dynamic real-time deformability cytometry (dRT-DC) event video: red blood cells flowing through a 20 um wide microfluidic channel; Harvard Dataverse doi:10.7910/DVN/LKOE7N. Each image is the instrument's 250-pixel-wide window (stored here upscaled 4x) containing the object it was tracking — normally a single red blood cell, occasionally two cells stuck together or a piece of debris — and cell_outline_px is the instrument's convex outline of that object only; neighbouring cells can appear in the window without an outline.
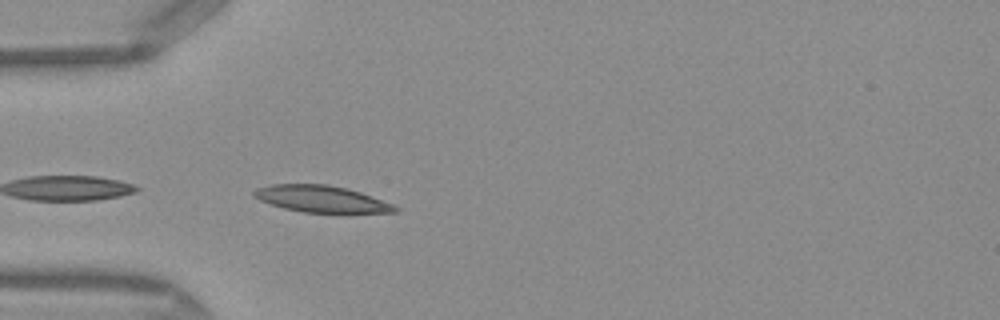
{"species": "Egyptian fruit bat (a non-hibernating species)", "species_latin": "Rousettus aegyptiacus", "temperature_condition": "warm", "stored_images_in_passage": 13, "camera_frame_rate_fps": 3000, "um_per_image_px": 0.085, "frame": {"image": 1, "passage_image": 1, "time_ms": 0.0, "image_size_px": [1000, 320], "cell_outline_px": [[400, 212], [304, 212], [284, 208], [260, 200], [252, 196], [252, 192], [256, 188], [272, 184], [328, 184], [348, 188], [360, 192], [392, 204], [400, 208]], "centroid_in_image_um": [27.3, 16.89], "position_along_channel_um": 57.7, "area_um2": 21.73}}
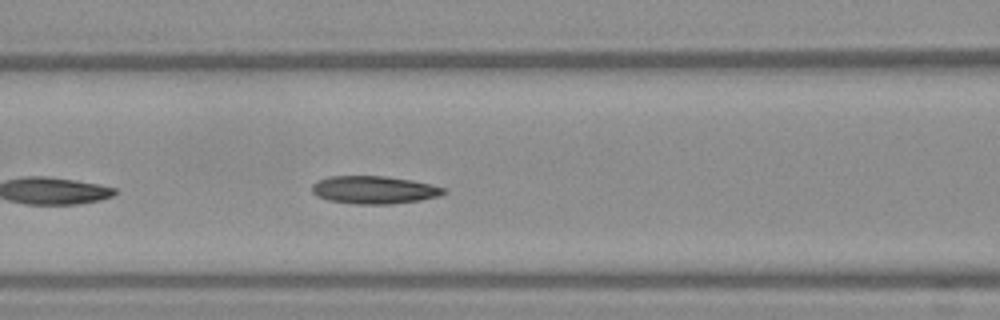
{"frame": {"image": 2, "passage_image": 7, "time_ms": 2.0, "image_size_px": [1000, 320], "cell_outline_px": [[448, 192], [440, 196], [420, 200], [392, 204], [356, 204], [328, 200], [316, 196], [312, 192], [312, 184], [316, 180], [328, 176], [384, 176], [412, 180], [444, 188]], "centroid_in_image_um": [31.77, 16.14], "position_along_channel_um": 134.8, "area_um2": 21.44}}
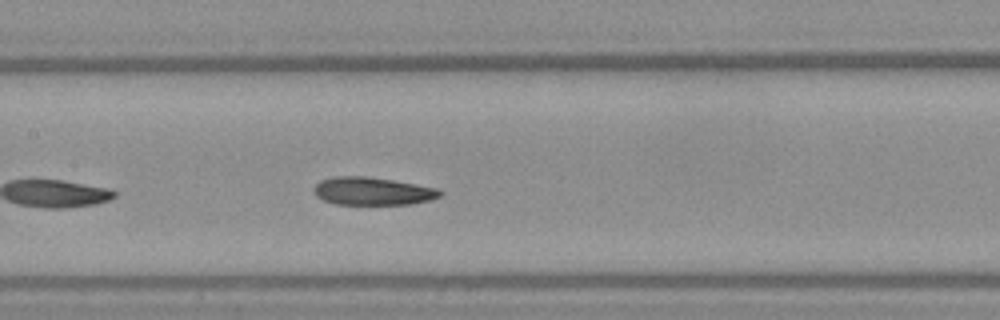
{"frame": {"image": 3, "passage_image": 10, "time_ms": 3.0, "image_size_px": [1000, 320], "cell_outline_px": [[444, 192], [440, 196], [428, 200], [412, 204], [336, 204], [324, 200], [316, 196], [312, 188], [320, 180], [332, 176], [368, 176], [440, 188]], "centroid_in_image_um": [31.66, 16.24], "position_along_channel_um": 175.7, "area_um2": 20.63}}